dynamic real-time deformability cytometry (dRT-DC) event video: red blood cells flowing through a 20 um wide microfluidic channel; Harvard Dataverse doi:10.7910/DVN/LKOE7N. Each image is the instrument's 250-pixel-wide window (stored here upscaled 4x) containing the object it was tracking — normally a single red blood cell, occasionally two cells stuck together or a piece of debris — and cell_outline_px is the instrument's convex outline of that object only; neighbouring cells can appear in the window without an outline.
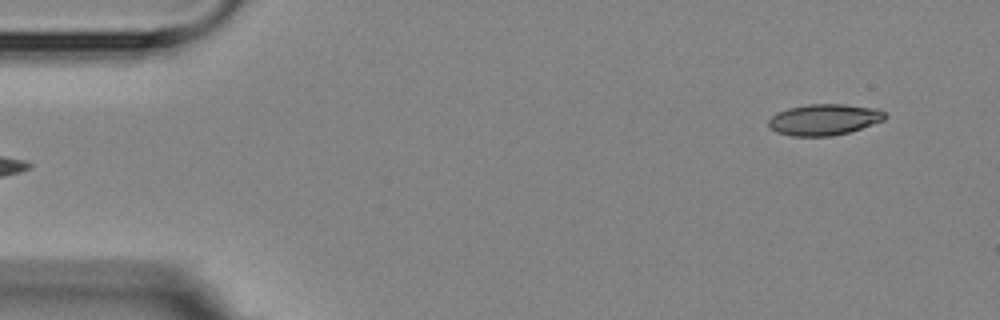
{"species": "Egyptian fruit bat (a non-hibernating species)", "species_latin": "Rousettus aegyptiacus", "temperature_condition": "room temperature", "stored_images_in_passage": 4, "camera_frame_rate_fps": 3000, "um_per_image_px": 0.085, "animal": {"sex": "female"}, "frame": {"image": 1, "passage_image": 1, "time_ms": 0.0, "image_size_px": [1000, 320], "cell_outline_px": [[888, 116], [884, 120], [848, 132], [832, 136], [792, 136], [776, 132], [768, 124], [768, 120], [776, 112], [788, 108], [808, 104], [844, 104], [876, 108], [884, 112]], "centroid_in_image_um": [70.04, 10.16], "position_along_channel_um": 15.0, "area_um2": 21.1}}
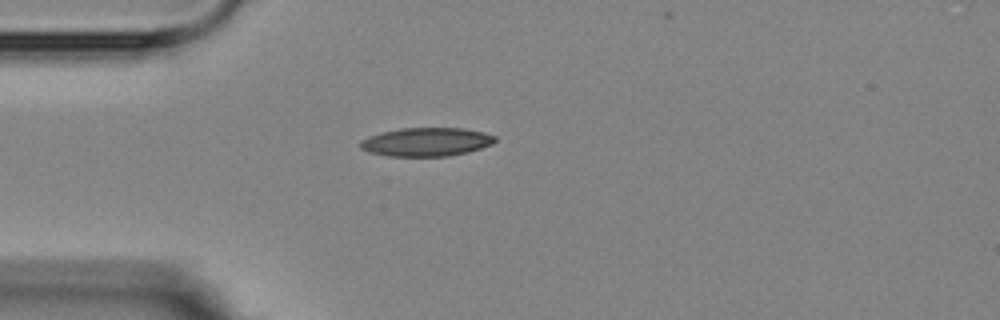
{"frame": {"image": 2, "passage_image": 4, "time_ms": 3.333, "image_size_px": [1000, 320], "cell_outline_px": [[496, 140], [492, 144], [468, 152], [448, 156], [388, 156], [368, 152], [360, 148], [360, 140], [368, 136], [380, 132], [400, 128], [464, 128], [484, 132], [496, 136]], "centroid_in_image_um": [36.22, 12.06], "position_along_channel_um": 48.8, "area_um2": 22.6}}